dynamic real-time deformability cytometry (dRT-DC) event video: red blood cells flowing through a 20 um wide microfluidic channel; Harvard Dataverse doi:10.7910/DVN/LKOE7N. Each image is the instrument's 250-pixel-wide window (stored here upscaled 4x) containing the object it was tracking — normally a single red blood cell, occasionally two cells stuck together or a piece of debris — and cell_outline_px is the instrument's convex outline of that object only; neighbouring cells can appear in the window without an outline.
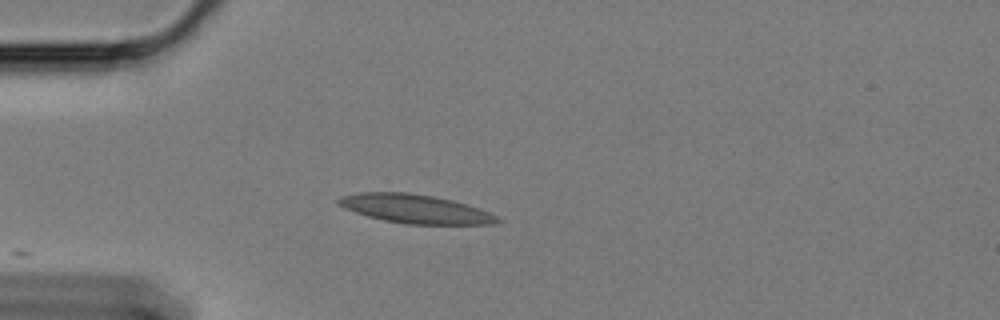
{"species": "Egyptian fruit bat (a non-hibernating species)", "species_latin": "Rousettus aegyptiacus", "temperature_condition": "cold", "stored_images_in_passage": 14, "camera_frame_rate_fps": 3000, "um_per_image_px": 0.085, "animal": {"sex": "female"}, "frame": {"image": 1, "passage_image": 1, "time_ms": 0.0, "image_size_px": [1000, 320], "cell_outline_px": [[504, 220], [492, 224], [404, 224], [384, 220], [368, 216], [344, 208], [336, 204], [336, 200], [340, 196], [360, 192], [408, 192], [436, 196], [452, 200], [488, 212]], "centroid_in_image_um": [35.24, 17.74], "position_along_channel_um": 49.8, "area_um2": 26.59}}